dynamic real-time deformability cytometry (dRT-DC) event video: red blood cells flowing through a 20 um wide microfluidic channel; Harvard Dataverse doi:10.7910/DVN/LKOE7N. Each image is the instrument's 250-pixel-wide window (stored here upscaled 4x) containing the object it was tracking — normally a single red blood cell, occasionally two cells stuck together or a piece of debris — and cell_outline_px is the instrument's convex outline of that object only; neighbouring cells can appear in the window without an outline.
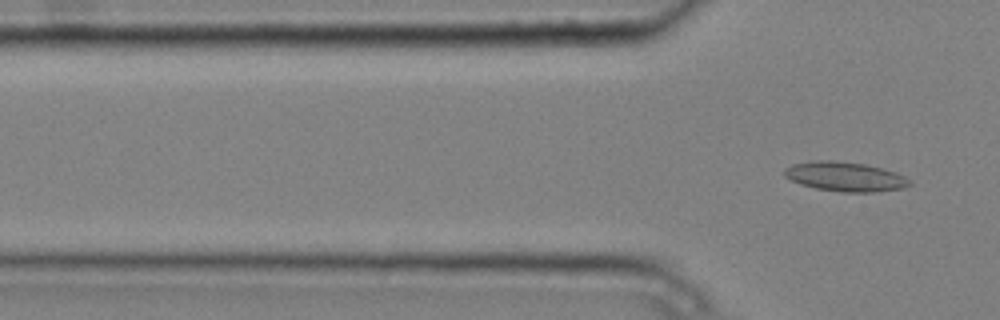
{"species": "common noctule bat (a hibernating species)", "species_latin": "Nyctalus noctula", "temperature_condition": "cold", "stored_images_in_passage": 4, "camera_frame_rate_fps": 3000, "um_per_image_px": 0.085, "animal": {"sex": "male", "body_mass_g": 20.4}, "frame": {"image": 1, "passage_image": 4, "time_ms": 1.0, "image_size_px": [1000, 320], "cell_outline_px": [[912, 184], [904, 188], [876, 192], [840, 192], [816, 188], [800, 184], [784, 176], [784, 168], [792, 164], [816, 160], [832, 160], [864, 164], [896, 172], [904, 176]], "centroid_in_image_um": [71.82, 15.02], "position_along_channel_um": 54.0, "area_um2": 21.44}}